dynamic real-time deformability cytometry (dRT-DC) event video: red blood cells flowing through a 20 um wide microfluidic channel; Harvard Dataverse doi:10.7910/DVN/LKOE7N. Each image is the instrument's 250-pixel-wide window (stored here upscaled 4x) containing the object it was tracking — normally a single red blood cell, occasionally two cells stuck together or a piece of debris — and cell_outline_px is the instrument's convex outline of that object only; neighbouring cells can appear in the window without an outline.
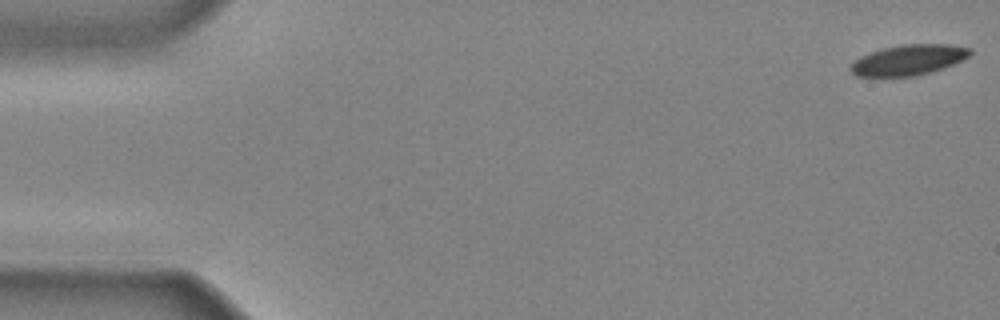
{"species": "common noctule bat (a hibernating species)", "species_latin": "Nyctalus noctula", "temperature_condition": "cold", "stored_images_in_passage": 35, "camera_frame_rate_fps": 3000, "um_per_image_px": 0.085, "animal": {"sex": "male", "body_mass_g": 20.4}, "frame": {"image": 1, "passage_image": 1, "time_ms": 0.0, "image_size_px": [1000, 320], "cell_outline_px": [[972, 52], [964, 60], [944, 68], [916, 76], [856, 76], [848, 68], [860, 56], [884, 48], [900, 44], [948, 44], [972, 48]], "centroid_in_image_um": [77.26, 5.09], "position_along_channel_um": 7.7, "area_um2": 21.21}}
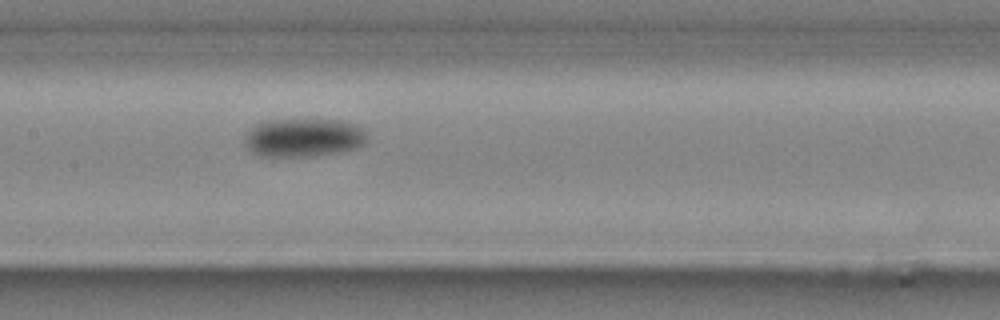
{"frame": {"image": 2, "passage_image": 22, "time_ms": 7.0, "image_size_px": [1000, 320], "cell_outline_px": [[368, 140], [364, 144], [356, 148], [340, 152], [312, 156], [260, 156], [252, 152], [248, 144], [248, 132], [256, 124], [268, 120], [340, 120], [356, 124], [364, 128]], "centroid_in_image_um": [25.9, 11.69], "position_along_channel_um": 181.5, "area_um2": 27.17}}
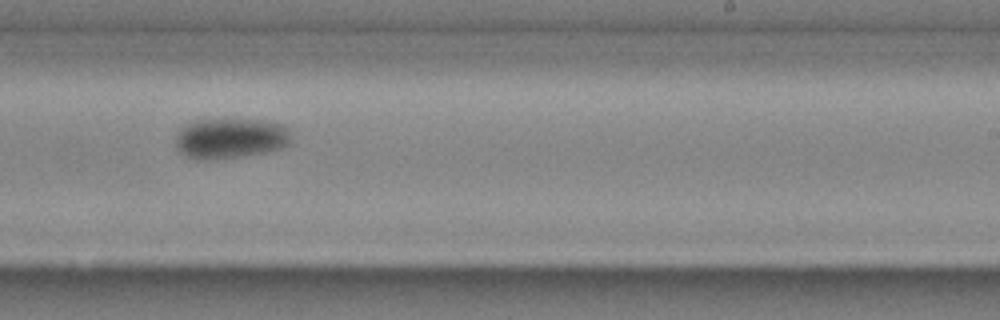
{"frame": {"image": 3, "passage_image": 28, "time_ms": 9.0, "image_size_px": [1000, 320], "cell_outline_px": [[288, 144], [280, 148], [264, 152], [216, 160], [196, 160], [180, 152], [176, 148], [176, 136], [180, 128], [196, 120], [260, 120], [280, 124], [288, 128]], "centroid_in_image_um": [19.52, 11.77], "position_along_channel_um": 269.5, "area_um2": 26.82}}